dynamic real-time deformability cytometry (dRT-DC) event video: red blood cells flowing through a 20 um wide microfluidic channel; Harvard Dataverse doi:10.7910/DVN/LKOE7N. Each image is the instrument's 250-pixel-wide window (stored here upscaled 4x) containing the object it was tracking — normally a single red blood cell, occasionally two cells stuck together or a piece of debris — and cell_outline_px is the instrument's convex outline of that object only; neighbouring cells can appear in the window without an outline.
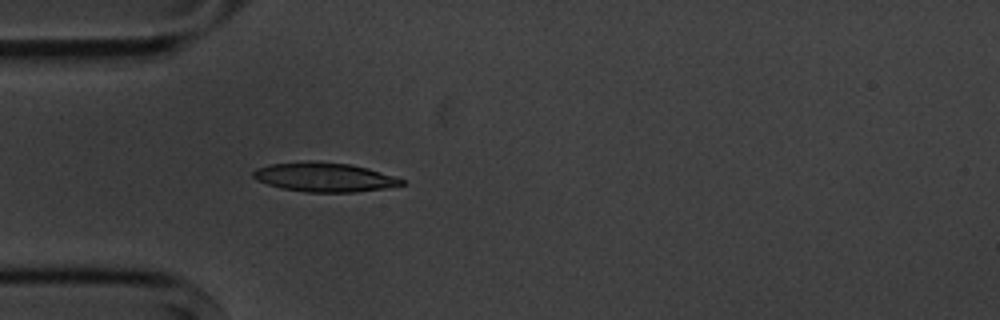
{"species": "common noctule bat (a hibernating species)", "species_latin": "Nyctalus noctula", "temperature_condition": "cold", "stored_images_in_passage": 3, "camera_frame_rate_fps": 3000, "um_per_image_px": 0.085, "animal": {"sex": "male", "body_mass_g": 20.1, "forearm_length_mm": 53.5}, "frame": {"image": 1, "passage_image": 3, "time_ms": 2.333, "image_size_px": [1000, 320], "cell_outline_px": [[408, 184], [384, 188], [356, 192], [304, 192], [280, 188], [256, 180], [252, 176], [252, 172], [256, 168], [268, 164], [308, 160], [316, 160], [348, 164], [368, 168], [404, 180]], "centroid_in_image_um": [27.52, 15.05], "position_along_channel_um": 57.5, "area_um2": 25.49}}